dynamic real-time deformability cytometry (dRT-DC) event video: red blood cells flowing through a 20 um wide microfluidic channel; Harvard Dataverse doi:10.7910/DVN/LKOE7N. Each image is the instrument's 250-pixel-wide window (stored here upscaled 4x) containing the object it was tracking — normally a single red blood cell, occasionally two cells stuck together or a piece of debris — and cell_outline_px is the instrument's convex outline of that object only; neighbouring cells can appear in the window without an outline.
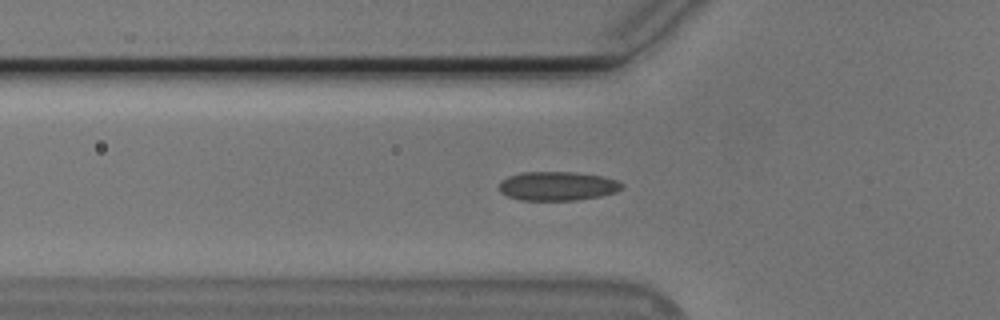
{"species": "Egyptian fruit bat (a non-hibernating species)", "species_latin": "Rousettus aegyptiacus", "temperature_condition": "cold", "stored_images_in_passage": 55, "camera_frame_rate_fps": 3000, "um_per_image_px": 0.085, "animal": {"sex": "male"}, "frame": {"image": 1, "passage_image": 18, "time_ms": 5.667, "image_size_px": [1000, 320], "cell_outline_px": [[624, 184], [616, 192], [600, 196], [576, 200], [520, 200], [508, 196], [500, 192], [500, 180], [508, 176], [524, 172], [576, 172], [600, 176], [616, 180]], "centroid_in_image_um": [47.36, 15.81], "position_along_channel_um": 78.4, "area_um2": 20.63}}
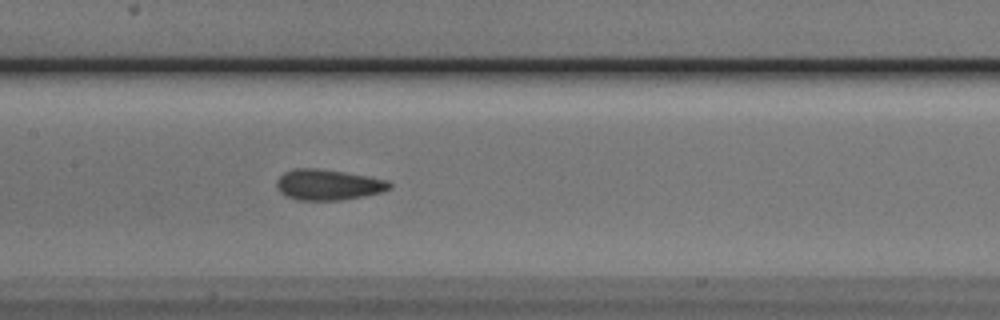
{"frame": {"image": 2, "passage_image": 26, "time_ms": 8.333, "image_size_px": [1000, 320], "cell_outline_px": [[392, 188], [384, 192], [364, 196], [340, 200], [300, 200], [288, 196], [280, 192], [276, 188], [276, 180], [284, 172], [292, 168], [316, 168], [344, 172], [368, 176], [388, 180], [392, 184]], "centroid_in_image_um": [27.91, 15.69], "position_along_channel_um": 179.5, "area_um2": 20.35}}
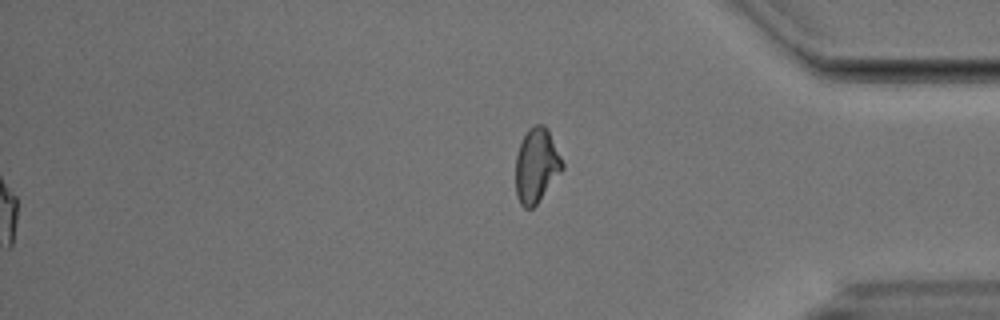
{"frame": {"image": 3, "passage_image": 55, "time_ms": 18.0, "image_size_px": [1000, 320], "cell_outline_px": [[564, 168], [536, 204], [532, 208], [524, 208], [520, 204], [516, 196], [516, 156], [520, 144], [528, 128], [536, 124], [544, 124], [548, 128], [564, 164]], "centroid_in_image_um": [45.6, 14.05], "position_along_channel_um": 389.6, "area_um2": 20.17}, "authors_computed_cell_mechanics": {"area_um2": 19.941, "velocity_mm_per_s": 3.769, "shape_relaxation_time_tau1_ms": null, "shape_relaxation_time_tau2_ms": 2.0888, "deformation_change_tau1": null, "deformation_change_tau2": 0.0738}}